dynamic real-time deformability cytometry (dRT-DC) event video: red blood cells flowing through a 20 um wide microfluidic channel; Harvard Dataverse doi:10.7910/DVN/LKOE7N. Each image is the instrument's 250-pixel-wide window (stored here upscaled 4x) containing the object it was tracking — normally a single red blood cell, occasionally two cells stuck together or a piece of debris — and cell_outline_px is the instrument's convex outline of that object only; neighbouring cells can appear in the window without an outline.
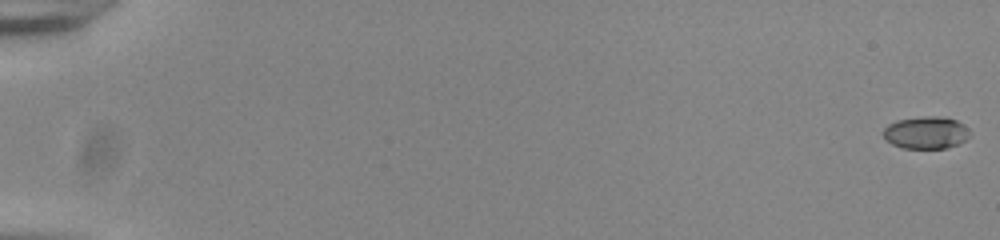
{"species": "common noctule bat (a hibernating species)", "species_latin": "Nyctalus noctula", "temperature_condition": "room temperature", "stored_images_in_passage": 23, "camera_frame_rate_fps": 3000, "um_per_image_px": 0.085, "animal": {"sex": "male", "body_mass_g": 20.0, "forearm_length_mm": 53.3}, "frame": {"image": 1, "passage_image": 1, "time_ms": 0.0, "image_size_px": [1000, 240], "cell_outline_px": [[972, 132], [964, 140], [948, 148], [900, 148], [892, 144], [884, 136], [884, 128], [888, 124], [896, 120], [924, 116], [940, 116], [956, 120], [964, 124]], "centroid_in_image_um": [78.72, 11.26], "position_along_channel_um": 6.3, "area_um2": 16.3}}
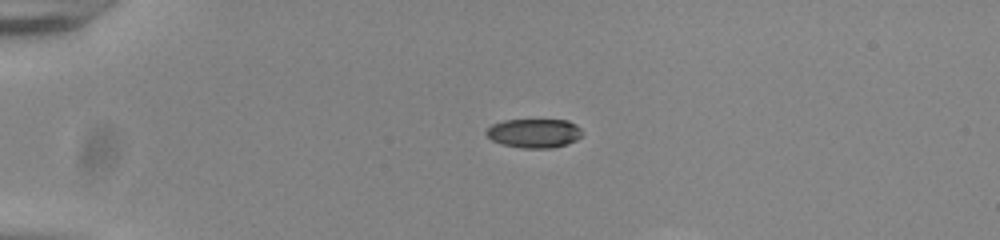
{"frame": {"image": 2, "passage_image": 15, "time_ms": 4.667, "image_size_px": [1000, 240], "cell_outline_px": [[584, 132], [576, 140], [552, 148], [520, 148], [500, 144], [492, 140], [484, 132], [492, 124], [504, 120], [568, 120], [576, 124]], "centroid_in_image_um": [45.39, 11.32], "position_along_channel_um": 39.6, "area_um2": 16.3}}
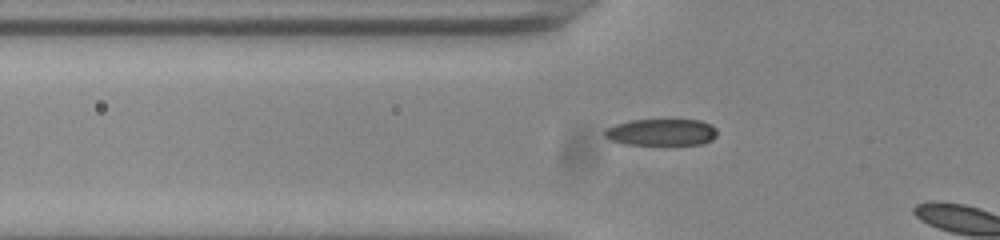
{"frame": {"image": 3, "passage_image": 21, "time_ms": 6.667, "image_size_px": [1000, 240], "cell_outline_px": [[716, 136], [712, 140], [704, 144], [624, 144], [612, 140], [604, 136], [604, 128], [616, 124], [632, 120], [700, 120], [716, 128]], "centroid_in_image_um": [56.21, 11.24], "position_along_channel_um": 69.6, "area_um2": 17.4}}